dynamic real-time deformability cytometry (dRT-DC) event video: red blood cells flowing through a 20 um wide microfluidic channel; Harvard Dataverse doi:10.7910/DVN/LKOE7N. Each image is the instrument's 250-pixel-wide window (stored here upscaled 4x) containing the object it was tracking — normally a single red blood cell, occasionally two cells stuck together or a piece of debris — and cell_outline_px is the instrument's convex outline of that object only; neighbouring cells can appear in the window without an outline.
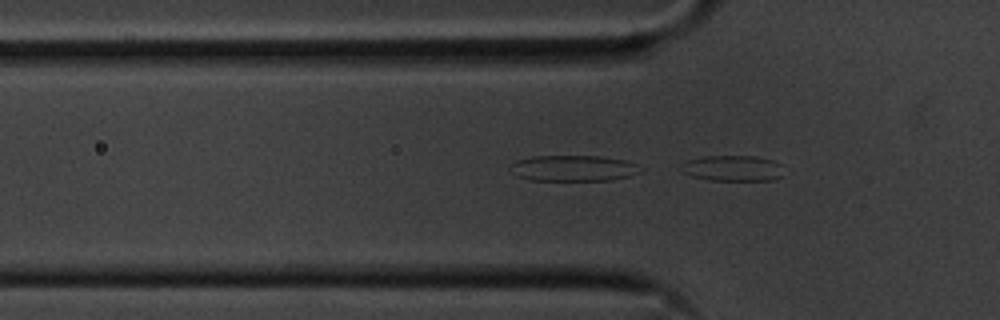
{"species": "common noctule bat (a hibernating species)", "species_latin": "Nyctalus noctula", "temperature_condition": "cold", "stored_images_in_passage": 55, "camera_frame_rate_fps": 3000, "um_per_image_px": 0.085, "animal": {"sex": "male", "body_mass_g": 20.1, "forearm_length_mm": 53.5}, "frame": {"image": 1, "passage_image": 17, "time_ms": 5.333, "image_size_px": [1000, 320], "cell_outline_px": [[784, 176], [772, 180], [712, 180], [692, 176], [684, 172], [680, 164], [688, 160], [704, 156], [756, 156], [772, 160], [780, 164]], "centroid_in_image_um": [62.31, 14.3], "position_along_channel_um": 63.5, "area_um2": 15.32}}
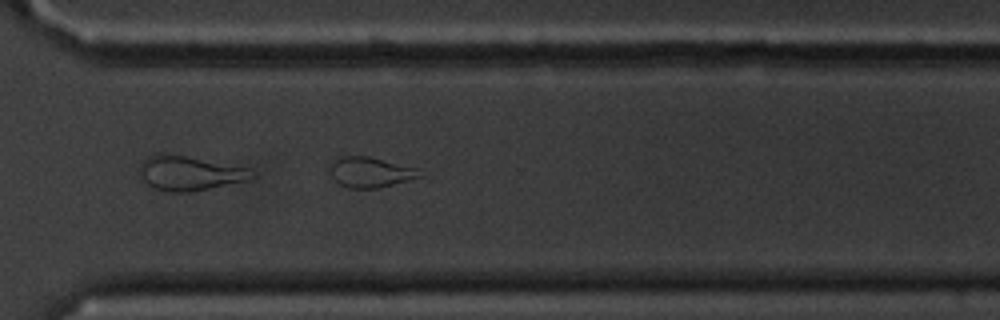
{"frame": {"image": 2, "passage_image": 40, "time_ms": 13.0, "image_size_px": [1000, 320], "cell_outline_px": [[424, 176], [380, 188], [348, 188], [340, 184], [328, 172], [328, 164], [336, 156], [368, 156], [420, 168]], "centroid_in_image_um": [31.48, 14.62], "position_along_channel_um": 339.1, "area_um2": 16.36}}
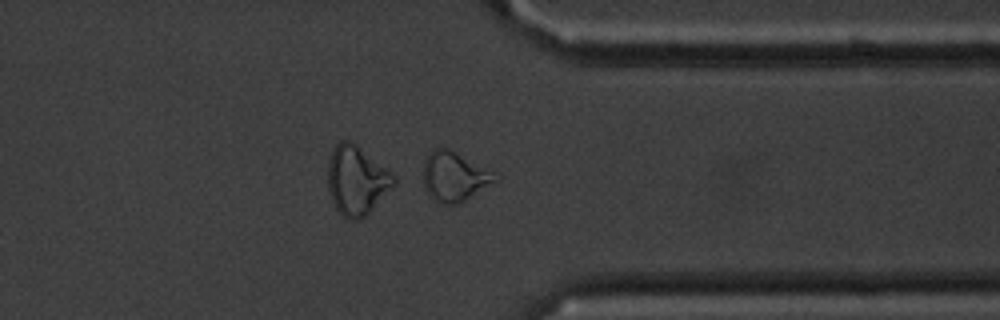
{"frame": {"image": 3, "passage_image": 43, "time_ms": 14.0, "image_size_px": [1000, 320], "cell_outline_px": [[500, 176], [464, 200], [456, 204], [444, 204], [436, 200], [424, 188], [424, 160], [432, 148], [448, 148]], "centroid_in_image_um": [38.56, 14.98], "position_along_channel_um": 372.8, "area_um2": 19.88}, "authors_computed_cell_mechanics": {"area_um2": 21.675, "velocity_mm_per_s": 3.6077, "shape_relaxation_time_tau1_ms": null, "shape_relaxation_time_tau2_ms": 2.3373, "deformation_change_tau1": null, "deformation_change_tau2": 0.1015}}